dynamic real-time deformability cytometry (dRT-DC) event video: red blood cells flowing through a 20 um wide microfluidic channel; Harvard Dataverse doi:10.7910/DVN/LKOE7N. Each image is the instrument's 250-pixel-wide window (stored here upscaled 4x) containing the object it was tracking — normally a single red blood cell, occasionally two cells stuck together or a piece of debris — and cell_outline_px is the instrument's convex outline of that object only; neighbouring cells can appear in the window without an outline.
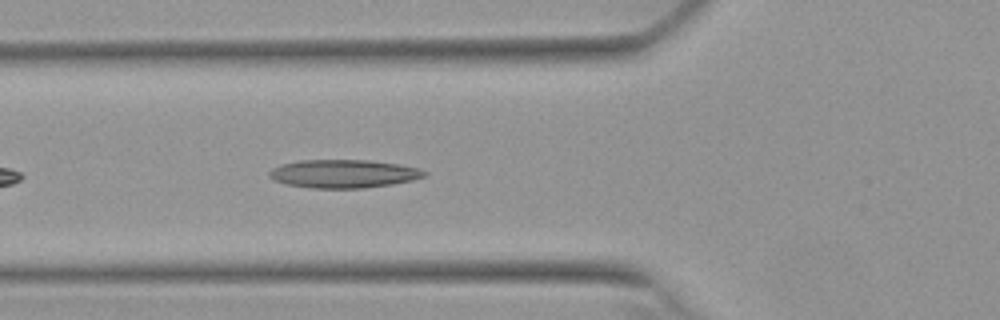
{"species": "Egyptian fruit bat (a non-hibernating species)", "species_latin": "Rousettus aegyptiacus", "temperature_condition": "warm", "stored_images_in_passage": 19, "camera_frame_rate_fps": 3000, "um_per_image_px": 0.085, "animal": {"sex": "female"}, "frame": {"image": 1, "passage_image": 6, "time_ms": 1.667, "image_size_px": [1000, 320], "cell_outline_px": [[428, 176], [412, 180], [392, 184], [364, 188], [312, 188], [284, 184], [272, 180], [268, 176], [268, 172], [272, 168], [280, 164], [296, 160], [368, 160], [400, 164], [416, 168], [428, 172]], "centroid_in_image_um": [29.16, 14.76], "position_along_channel_um": 96.6, "area_um2": 25.84}}
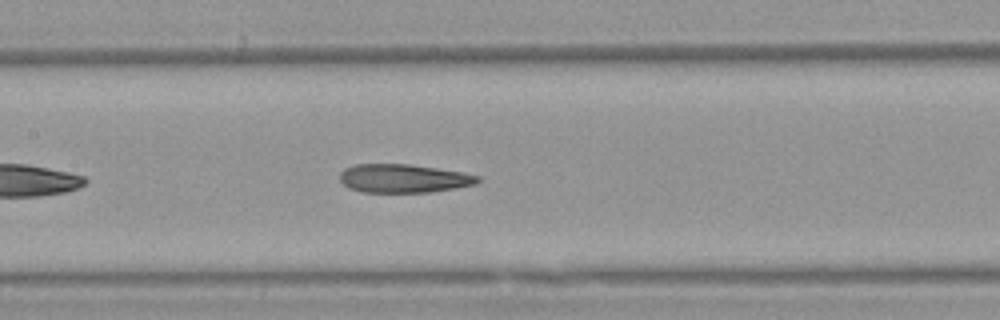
{"frame": {"image": 2, "passage_image": 12, "time_ms": 3.667, "image_size_px": [1000, 320], "cell_outline_px": [[480, 180], [476, 184], [456, 188], [432, 192], [364, 192], [348, 188], [340, 180], [340, 172], [344, 168], [356, 164], [412, 164], [460, 172], [480, 176]], "centroid_in_image_um": [34.29, 15.16], "position_along_channel_um": 173.1, "area_um2": 22.95}}
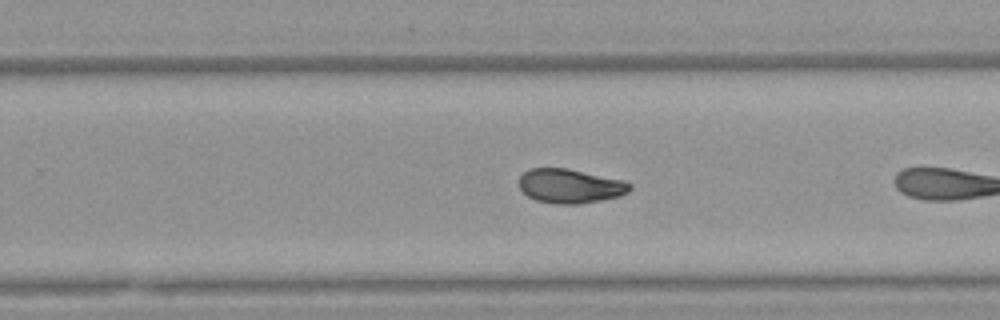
{"frame": {"image": 3, "passage_image": 18, "time_ms": 5.667, "image_size_px": [1000, 320], "cell_outline_px": [[632, 188], [628, 192], [620, 196], [580, 204], [556, 204], [536, 200], [528, 196], [520, 188], [520, 176], [528, 168], [568, 168], [624, 180], [632, 184]], "centroid_in_image_um": [48.48, 15.8], "position_along_channel_um": 281.3, "area_um2": 22.2}}